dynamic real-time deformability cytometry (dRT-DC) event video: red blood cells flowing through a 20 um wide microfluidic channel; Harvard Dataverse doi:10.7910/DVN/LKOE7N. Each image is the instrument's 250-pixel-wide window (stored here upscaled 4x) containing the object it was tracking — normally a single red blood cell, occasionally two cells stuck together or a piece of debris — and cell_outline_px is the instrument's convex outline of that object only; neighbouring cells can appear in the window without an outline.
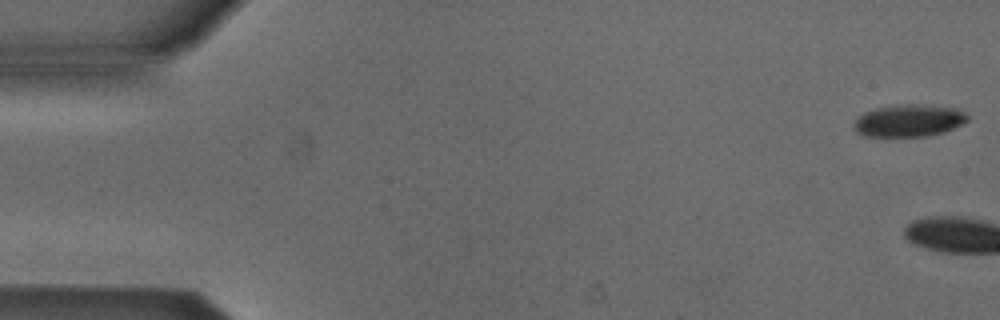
{"species": "Egyptian fruit bat (a non-hibernating species)", "species_latin": "Rousettus aegyptiacus", "temperature_condition": "cold", "stored_images_in_passage": 3, "camera_frame_rate_fps": 3000, "um_per_image_px": 0.085, "animal": {"sex": "male"}, "frame": {"image": 1, "passage_image": 1, "time_ms": 0.0, "image_size_px": [1000, 320], "cell_outline_px": [[968, 120], [944, 132], [928, 136], [864, 136], [856, 132], [852, 128], [852, 124], [860, 116], [868, 112], [880, 108], [952, 108], [964, 112], [968, 116]], "centroid_in_image_um": [77.21, 10.35], "position_along_channel_um": 7.8, "area_um2": 19.65}}